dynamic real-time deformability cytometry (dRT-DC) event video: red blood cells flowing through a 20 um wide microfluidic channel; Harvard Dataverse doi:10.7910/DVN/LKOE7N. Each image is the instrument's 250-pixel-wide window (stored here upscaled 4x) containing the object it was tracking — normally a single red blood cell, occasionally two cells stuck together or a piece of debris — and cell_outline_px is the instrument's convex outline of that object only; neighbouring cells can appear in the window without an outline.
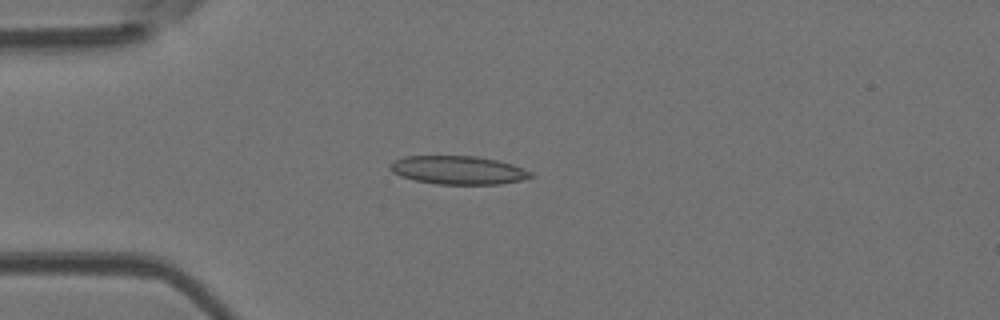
{"species": "Egyptian fruit bat (a non-hibernating species)", "species_latin": "Rousettus aegyptiacus", "temperature_condition": "room temperature", "stored_images_in_passage": 51, "camera_frame_rate_fps": 3000, "um_per_image_px": 0.085, "animal": {"sex": "female"}, "frame": {"image": 1, "passage_image": 13, "time_ms": 4.0, "image_size_px": [1000, 320], "cell_outline_px": [[536, 176], [520, 180], [500, 184], [436, 184], [416, 180], [400, 176], [392, 172], [388, 168], [388, 164], [404, 156], [476, 156], [496, 160], [512, 164], [532, 172]], "centroid_in_image_um": [38.93, 14.46], "position_along_channel_um": 46.1, "area_um2": 23.29}}
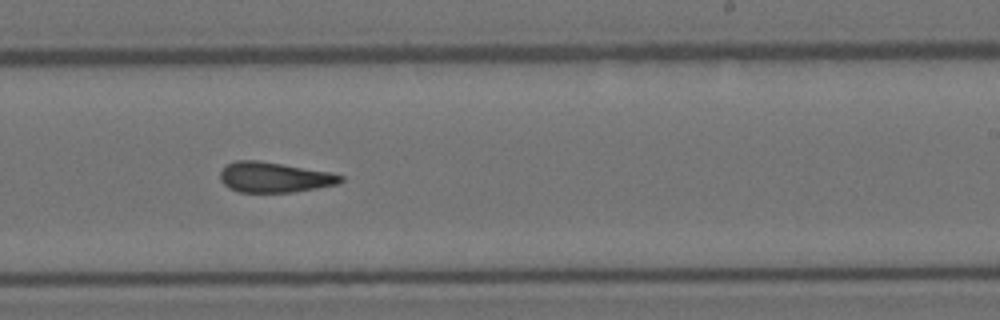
{"frame": {"image": 2, "passage_image": 31, "time_ms": 10.0, "image_size_px": [1000, 320], "cell_outline_px": [[344, 180], [340, 184], [292, 192], [240, 192], [228, 188], [220, 180], [220, 172], [228, 164], [236, 160], [256, 160], [328, 172], [344, 176]], "centroid_in_image_um": [23.31, 15.08], "position_along_channel_um": 265.7, "area_um2": 21.04}}
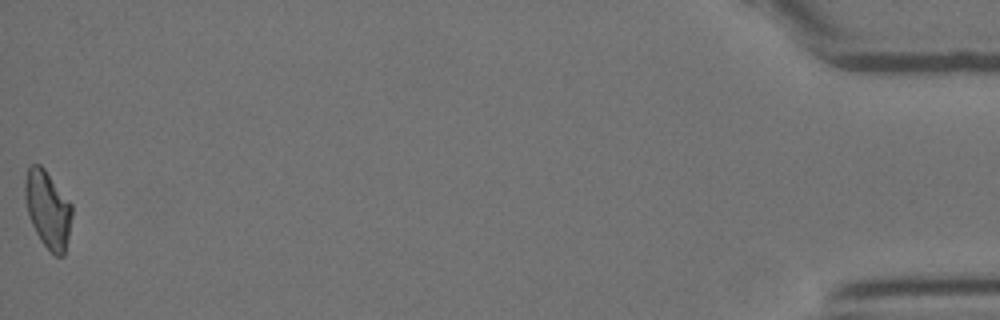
{"frame": {"image": 3, "passage_image": 51, "time_ms": 16.667, "image_size_px": [1000, 320], "cell_outline_px": [[72, 216], [64, 256], [56, 256], [40, 240], [32, 224], [28, 212], [24, 196], [24, 180], [28, 168], [32, 164], [40, 164], [44, 168], [72, 204]], "centroid_in_image_um": [4.06, 17.77], "position_along_channel_um": 431.1, "area_um2": 20.98}, "authors_computed_cell_mechanics": {"area_um2": 21.9062, "velocity_mm_per_s": 3.9507, "shape_relaxation_time_tau1_ms": null, "shape_relaxation_time_tau2_ms": 3.2403, "deformation_change_tau1": null, "deformation_change_tau2": 0.1304}}